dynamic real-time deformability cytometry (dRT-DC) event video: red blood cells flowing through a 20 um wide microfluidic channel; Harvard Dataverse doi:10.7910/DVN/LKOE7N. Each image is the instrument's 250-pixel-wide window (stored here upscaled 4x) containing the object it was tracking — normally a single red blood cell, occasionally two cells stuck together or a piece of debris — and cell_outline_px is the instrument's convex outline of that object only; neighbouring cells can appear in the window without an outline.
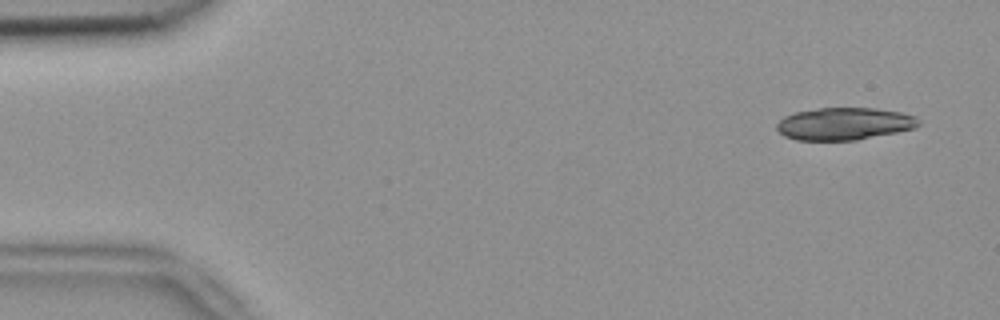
{"species": "common noctule bat (a hibernating species)", "species_latin": "Nyctalus noctula", "temperature_condition": "room temperature", "stored_images_in_passage": 6, "camera_frame_rate_fps": 3000, "um_per_image_px": 0.085, "animal": {"sex": "female", "body_mass_g": 18.4}, "frame": {"image": 1, "passage_image": 1, "time_ms": 0.0, "image_size_px": [1000, 320], "cell_outline_px": [[920, 124], [916, 128], [856, 140], [796, 140], [784, 136], [776, 128], [776, 124], [784, 116], [796, 112], [816, 108], [876, 108], [900, 112], [916, 116], [920, 120]], "centroid_in_image_um": [71.77, 10.52], "position_along_channel_um": 13.2, "area_um2": 26.82}}